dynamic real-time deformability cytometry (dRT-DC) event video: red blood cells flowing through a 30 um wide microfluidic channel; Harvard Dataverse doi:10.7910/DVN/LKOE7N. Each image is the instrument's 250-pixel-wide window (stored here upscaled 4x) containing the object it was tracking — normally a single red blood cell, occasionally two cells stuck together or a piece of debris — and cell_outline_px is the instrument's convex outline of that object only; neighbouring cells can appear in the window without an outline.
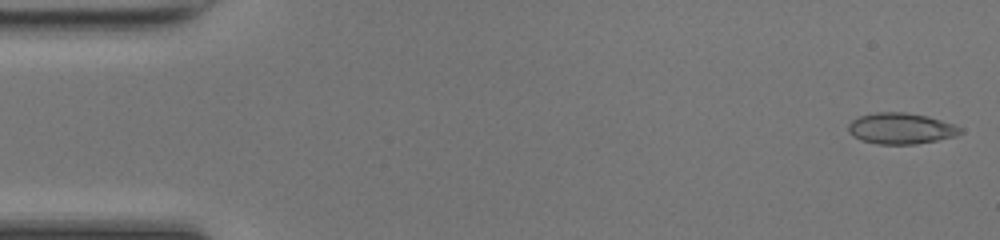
{"species": "common noctule bat (a hibernating species)", "species_latin": "Nyctalus noctula", "temperature_condition": "room temperature", "stored_images_in_passage": 48, "camera_frame_rate_fps": 3000, "um_per_image_px": 0.085, "animal": {"sex": "female", "body_mass_g": 17.0, "forearm_length_mm": 48.0}, "frame": {"image": 1, "passage_image": 1, "time_ms": 0.0, "image_size_px": [1000, 240], "cell_outline_px": [[964, 132], [956, 136], [916, 144], [876, 144], [860, 140], [852, 136], [848, 132], [848, 124], [852, 120], [860, 116], [876, 112], [904, 112], [928, 116], [956, 124]], "centroid_in_image_um": [76.58, 10.92], "position_along_channel_um": 8.4, "area_um2": 20.46}}
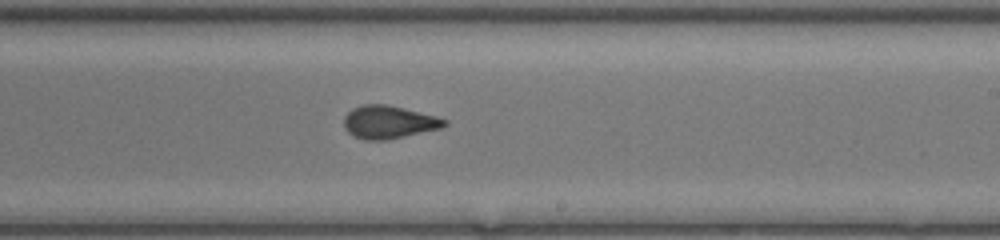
{"frame": {"image": 2, "passage_image": 28, "time_ms": 9.0, "image_size_px": [1000, 240], "cell_outline_px": [[448, 124], [440, 128], [388, 140], [364, 140], [352, 136], [344, 128], [344, 116], [352, 108], [364, 104], [388, 104], [436, 116], [448, 120]], "centroid_in_image_um": [33.02, 10.38], "position_along_channel_um": 256.0, "area_um2": 19.42}}
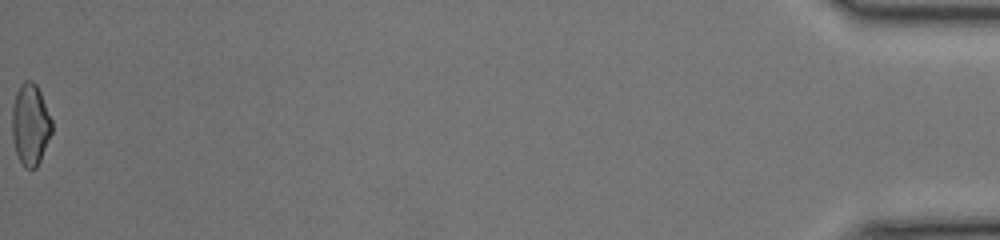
{"frame": {"image": 3, "passage_image": 48, "time_ms": 15.667, "image_size_px": [1000, 240], "cell_outline_px": [[52, 132], [40, 160], [36, 168], [24, 168], [16, 152], [12, 136], [12, 108], [16, 92], [20, 84], [24, 80], [32, 80], [36, 84], [40, 92], [52, 120]], "centroid_in_image_um": [2.57, 10.56], "position_along_channel_um": 432.6, "area_um2": 18.84}, "authors_computed_cell_mechanics": {"area_um2": 19.4208, "velocity_mm_per_s": 4.3121, "shape_relaxation_time_tau1_ms": 4.9664, "shape_relaxation_time_tau2_ms": 0.9624, "deformation_change_tau1": 0.149, "deformation_change_tau2": 0.0478}}